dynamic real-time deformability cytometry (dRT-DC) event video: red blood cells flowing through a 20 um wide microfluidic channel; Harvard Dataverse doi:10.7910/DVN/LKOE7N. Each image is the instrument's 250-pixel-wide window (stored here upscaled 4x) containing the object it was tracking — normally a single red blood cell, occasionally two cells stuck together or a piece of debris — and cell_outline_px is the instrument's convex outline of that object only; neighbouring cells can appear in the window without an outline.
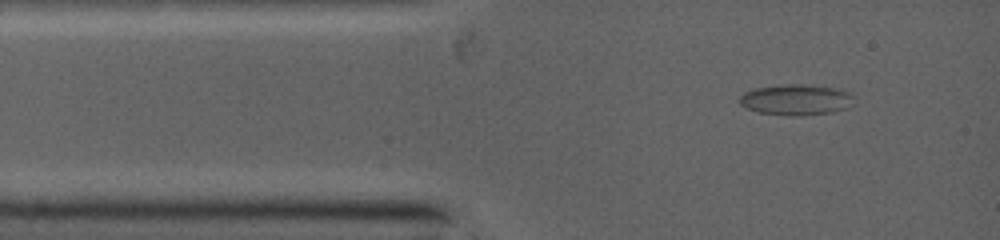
{"species": "common noctule bat (a hibernating species)", "species_latin": "Nyctalus noctula", "temperature_condition": "warm", "stored_images_in_passage": 3, "segment_of_instrument_passage": [1, 2], "camera_frame_rate_fps": 5000, "um_per_image_px": 0.085, "animal": {"sex": "female", "body_mass_g": 19.0, "forearm_length_mm": 53.3}, "frame": {"image": 1, "passage_image": 1, "time_ms": 0.0, "image_size_px": [1000, 240], "cell_outline_px": [[852, 96], [844, 108], [828, 112], [760, 112], [748, 108], [740, 104], [740, 96], [744, 92], [752, 88], [776, 84], [804, 84], [840, 88], [848, 92]], "centroid_in_image_um": [67.58, 8.37], "position_along_channel_um": 17.4, "area_um2": 19.19}}